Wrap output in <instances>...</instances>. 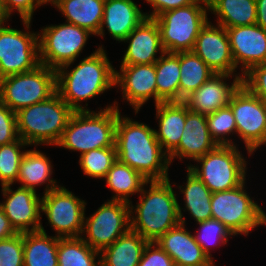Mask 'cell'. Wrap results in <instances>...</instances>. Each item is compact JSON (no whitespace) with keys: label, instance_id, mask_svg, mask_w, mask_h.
<instances>
[{"label":"cell","instance_id":"obj_24","mask_svg":"<svg viewBox=\"0 0 266 266\" xmlns=\"http://www.w3.org/2000/svg\"><path fill=\"white\" fill-rule=\"evenodd\" d=\"M156 107L158 131L155 135L163 151L169 156L179 145L184 130L187 104L184 101L161 102Z\"/></svg>","mask_w":266,"mask_h":266},{"label":"cell","instance_id":"obj_34","mask_svg":"<svg viewBox=\"0 0 266 266\" xmlns=\"http://www.w3.org/2000/svg\"><path fill=\"white\" fill-rule=\"evenodd\" d=\"M100 252L91 248L82 237L59 238L58 266H100Z\"/></svg>","mask_w":266,"mask_h":266},{"label":"cell","instance_id":"obj_20","mask_svg":"<svg viewBox=\"0 0 266 266\" xmlns=\"http://www.w3.org/2000/svg\"><path fill=\"white\" fill-rule=\"evenodd\" d=\"M122 42L129 45L121 65L154 64L160 58L157 53L165 52L159 27L152 18H145Z\"/></svg>","mask_w":266,"mask_h":266},{"label":"cell","instance_id":"obj_16","mask_svg":"<svg viewBox=\"0 0 266 266\" xmlns=\"http://www.w3.org/2000/svg\"><path fill=\"white\" fill-rule=\"evenodd\" d=\"M192 51L215 73L242 76L234 73L237 71L226 28L208 21L198 34Z\"/></svg>","mask_w":266,"mask_h":266},{"label":"cell","instance_id":"obj_19","mask_svg":"<svg viewBox=\"0 0 266 266\" xmlns=\"http://www.w3.org/2000/svg\"><path fill=\"white\" fill-rule=\"evenodd\" d=\"M232 75L215 73L202 86L189 95L184 102L189 110L208 115L229 105L231 96L242 84V76L235 77L231 85L225 80Z\"/></svg>","mask_w":266,"mask_h":266},{"label":"cell","instance_id":"obj_18","mask_svg":"<svg viewBox=\"0 0 266 266\" xmlns=\"http://www.w3.org/2000/svg\"><path fill=\"white\" fill-rule=\"evenodd\" d=\"M226 31L235 66L237 69L241 66L242 77L252 67L266 63V30L253 24L226 28Z\"/></svg>","mask_w":266,"mask_h":266},{"label":"cell","instance_id":"obj_48","mask_svg":"<svg viewBox=\"0 0 266 266\" xmlns=\"http://www.w3.org/2000/svg\"><path fill=\"white\" fill-rule=\"evenodd\" d=\"M194 1L201 3L209 8L216 0H194Z\"/></svg>","mask_w":266,"mask_h":266},{"label":"cell","instance_id":"obj_9","mask_svg":"<svg viewBox=\"0 0 266 266\" xmlns=\"http://www.w3.org/2000/svg\"><path fill=\"white\" fill-rule=\"evenodd\" d=\"M56 92V70L43 64L31 71L0 79V101L14 113L46 101Z\"/></svg>","mask_w":266,"mask_h":266},{"label":"cell","instance_id":"obj_39","mask_svg":"<svg viewBox=\"0 0 266 266\" xmlns=\"http://www.w3.org/2000/svg\"><path fill=\"white\" fill-rule=\"evenodd\" d=\"M23 233L0 240V266H23Z\"/></svg>","mask_w":266,"mask_h":266},{"label":"cell","instance_id":"obj_4","mask_svg":"<svg viewBox=\"0 0 266 266\" xmlns=\"http://www.w3.org/2000/svg\"><path fill=\"white\" fill-rule=\"evenodd\" d=\"M119 104L98 112L74 111L56 146L68 150L79 151L80 155L105 147H115V131Z\"/></svg>","mask_w":266,"mask_h":266},{"label":"cell","instance_id":"obj_44","mask_svg":"<svg viewBox=\"0 0 266 266\" xmlns=\"http://www.w3.org/2000/svg\"><path fill=\"white\" fill-rule=\"evenodd\" d=\"M146 2L152 6L153 11L150 14L145 13V16L153 19L166 11L192 4L194 0H146Z\"/></svg>","mask_w":266,"mask_h":266},{"label":"cell","instance_id":"obj_28","mask_svg":"<svg viewBox=\"0 0 266 266\" xmlns=\"http://www.w3.org/2000/svg\"><path fill=\"white\" fill-rule=\"evenodd\" d=\"M49 236L43 225L40 231L23 233V266H58V240Z\"/></svg>","mask_w":266,"mask_h":266},{"label":"cell","instance_id":"obj_30","mask_svg":"<svg viewBox=\"0 0 266 266\" xmlns=\"http://www.w3.org/2000/svg\"><path fill=\"white\" fill-rule=\"evenodd\" d=\"M108 188L115 194L111 200L132 203L129 197L135 193H140L143 186H147L148 180L138 171L120 162L118 159L104 177Z\"/></svg>","mask_w":266,"mask_h":266},{"label":"cell","instance_id":"obj_23","mask_svg":"<svg viewBox=\"0 0 266 266\" xmlns=\"http://www.w3.org/2000/svg\"><path fill=\"white\" fill-rule=\"evenodd\" d=\"M133 0H105L103 20L97 36L105 37L104 26L114 40L122 42L144 19Z\"/></svg>","mask_w":266,"mask_h":266},{"label":"cell","instance_id":"obj_6","mask_svg":"<svg viewBox=\"0 0 266 266\" xmlns=\"http://www.w3.org/2000/svg\"><path fill=\"white\" fill-rule=\"evenodd\" d=\"M237 146H220L198 157L197 165H188L194 173L213 193L227 191L241 185L246 180L247 161Z\"/></svg>","mask_w":266,"mask_h":266},{"label":"cell","instance_id":"obj_41","mask_svg":"<svg viewBox=\"0 0 266 266\" xmlns=\"http://www.w3.org/2000/svg\"><path fill=\"white\" fill-rule=\"evenodd\" d=\"M18 139L16 113L0 101V145H7Z\"/></svg>","mask_w":266,"mask_h":266},{"label":"cell","instance_id":"obj_42","mask_svg":"<svg viewBox=\"0 0 266 266\" xmlns=\"http://www.w3.org/2000/svg\"><path fill=\"white\" fill-rule=\"evenodd\" d=\"M242 84L266 102V63L252 67L242 77Z\"/></svg>","mask_w":266,"mask_h":266},{"label":"cell","instance_id":"obj_14","mask_svg":"<svg viewBox=\"0 0 266 266\" xmlns=\"http://www.w3.org/2000/svg\"><path fill=\"white\" fill-rule=\"evenodd\" d=\"M40 65L38 33L0 24V79Z\"/></svg>","mask_w":266,"mask_h":266},{"label":"cell","instance_id":"obj_47","mask_svg":"<svg viewBox=\"0 0 266 266\" xmlns=\"http://www.w3.org/2000/svg\"><path fill=\"white\" fill-rule=\"evenodd\" d=\"M9 18L5 14V11L3 9L2 0H0V24H4V22L9 21Z\"/></svg>","mask_w":266,"mask_h":266},{"label":"cell","instance_id":"obj_13","mask_svg":"<svg viewBox=\"0 0 266 266\" xmlns=\"http://www.w3.org/2000/svg\"><path fill=\"white\" fill-rule=\"evenodd\" d=\"M41 212L60 238L82 237L86 202L64 186L43 194Z\"/></svg>","mask_w":266,"mask_h":266},{"label":"cell","instance_id":"obj_15","mask_svg":"<svg viewBox=\"0 0 266 266\" xmlns=\"http://www.w3.org/2000/svg\"><path fill=\"white\" fill-rule=\"evenodd\" d=\"M5 201L0 203L11 226L17 233L40 231L42 198L32 189L18 187L11 189V185L2 186Z\"/></svg>","mask_w":266,"mask_h":266},{"label":"cell","instance_id":"obj_1","mask_svg":"<svg viewBox=\"0 0 266 266\" xmlns=\"http://www.w3.org/2000/svg\"><path fill=\"white\" fill-rule=\"evenodd\" d=\"M115 147L117 159L148 181L169 179L170 161L156 138L155 129L118 114Z\"/></svg>","mask_w":266,"mask_h":266},{"label":"cell","instance_id":"obj_17","mask_svg":"<svg viewBox=\"0 0 266 266\" xmlns=\"http://www.w3.org/2000/svg\"><path fill=\"white\" fill-rule=\"evenodd\" d=\"M121 88L125 99L135 114L150 99L157 105L156 68L154 64L121 65L115 70V87Z\"/></svg>","mask_w":266,"mask_h":266},{"label":"cell","instance_id":"obj_38","mask_svg":"<svg viewBox=\"0 0 266 266\" xmlns=\"http://www.w3.org/2000/svg\"><path fill=\"white\" fill-rule=\"evenodd\" d=\"M197 224L200 226V230L198 229L196 231H199L198 234L194 235L196 242L201 246L203 252L208 256V258L214 261L210 253V246L212 247V244L214 246V243H217L215 247H217L218 244L220 246L226 245V243L229 241L228 237L232 238V236L234 237V234L228 227L213 218L198 222Z\"/></svg>","mask_w":266,"mask_h":266},{"label":"cell","instance_id":"obj_25","mask_svg":"<svg viewBox=\"0 0 266 266\" xmlns=\"http://www.w3.org/2000/svg\"><path fill=\"white\" fill-rule=\"evenodd\" d=\"M52 167L51 161L45 153L36 149L26 150L20 161L17 182L22 185L19 187L36 191L37 186L47 183L43 193L60 187V185H57L56 179L51 178Z\"/></svg>","mask_w":266,"mask_h":266},{"label":"cell","instance_id":"obj_21","mask_svg":"<svg viewBox=\"0 0 266 266\" xmlns=\"http://www.w3.org/2000/svg\"><path fill=\"white\" fill-rule=\"evenodd\" d=\"M208 130L206 115L193 112L187 106V115L178 147L168 156L170 164L175 158L195 160L217 147Z\"/></svg>","mask_w":266,"mask_h":266},{"label":"cell","instance_id":"obj_7","mask_svg":"<svg viewBox=\"0 0 266 266\" xmlns=\"http://www.w3.org/2000/svg\"><path fill=\"white\" fill-rule=\"evenodd\" d=\"M209 8L193 2L153 18L160 30L161 44L167 53L192 51L196 38L208 20Z\"/></svg>","mask_w":266,"mask_h":266},{"label":"cell","instance_id":"obj_43","mask_svg":"<svg viewBox=\"0 0 266 266\" xmlns=\"http://www.w3.org/2000/svg\"><path fill=\"white\" fill-rule=\"evenodd\" d=\"M138 266H176V264L156 242H148Z\"/></svg>","mask_w":266,"mask_h":266},{"label":"cell","instance_id":"obj_10","mask_svg":"<svg viewBox=\"0 0 266 266\" xmlns=\"http://www.w3.org/2000/svg\"><path fill=\"white\" fill-rule=\"evenodd\" d=\"M90 35L94 34L68 22L43 27L38 33L40 64L54 70L61 66L69 68L79 57Z\"/></svg>","mask_w":266,"mask_h":266},{"label":"cell","instance_id":"obj_2","mask_svg":"<svg viewBox=\"0 0 266 266\" xmlns=\"http://www.w3.org/2000/svg\"><path fill=\"white\" fill-rule=\"evenodd\" d=\"M103 45L82 59L75 68L67 66L56 70V90L74 111H90L87 101L115 86V68L110 63Z\"/></svg>","mask_w":266,"mask_h":266},{"label":"cell","instance_id":"obj_50","mask_svg":"<svg viewBox=\"0 0 266 266\" xmlns=\"http://www.w3.org/2000/svg\"><path fill=\"white\" fill-rule=\"evenodd\" d=\"M205 266H214V262L212 261L209 265H205Z\"/></svg>","mask_w":266,"mask_h":266},{"label":"cell","instance_id":"obj_5","mask_svg":"<svg viewBox=\"0 0 266 266\" xmlns=\"http://www.w3.org/2000/svg\"><path fill=\"white\" fill-rule=\"evenodd\" d=\"M74 110L56 92L16 112L19 138L28 145H56Z\"/></svg>","mask_w":266,"mask_h":266},{"label":"cell","instance_id":"obj_12","mask_svg":"<svg viewBox=\"0 0 266 266\" xmlns=\"http://www.w3.org/2000/svg\"><path fill=\"white\" fill-rule=\"evenodd\" d=\"M129 229L130 204L123 201L108 200L90 217H84L82 236L86 235L82 239L91 248L101 252Z\"/></svg>","mask_w":266,"mask_h":266},{"label":"cell","instance_id":"obj_26","mask_svg":"<svg viewBox=\"0 0 266 266\" xmlns=\"http://www.w3.org/2000/svg\"><path fill=\"white\" fill-rule=\"evenodd\" d=\"M147 244L146 239L129 229L100 252V266H138Z\"/></svg>","mask_w":266,"mask_h":266},{"label":"cell","instance_id":"obj_27","mask_svg":"<svg viewBox=\"0 0 266 266\" xmlns=\"http://www.w3.org/2000/svg\"><path fill=\"white\" fill-rule=\"evenodd\" d=\"M105 0H58L53 6L66 17V22L97 35L103 20Z\"/></svg>","mask_w":266,"mask_h":266},{"label":"cell","instance_id":"obj_11","mask_svg":"<svg viewBox=\"0 0 266 266\" xmlns=\"http://www.w3.org/2000/svg\"><path fill=\"white\" fill-rule=\"evenodd\" d=\"M228 106L235 118L236 134L244 141L250 156L266 145V102L241 84Z\"/></svg>","mask_w":266,"mask_h":266},{"label":"cell","instance_id":"obj_31","mask_svg":"<svg viewBox=\"0 0 266 266\" xmlns=\"http://www.w3.org/2000/svg\"><path fill=\"white\" fill-rule=\"evenodd\" d=\"M209 11L224 28L253 25L257 20L256 0H216Z\"/></svg>","mask_w":266,"mask_h":266},{"label":"cell","instance_id":"obj_36","mask_svg":"<svg viewBox=\"0 0 266 266\" xmlns=\"http://www.w3.org/2000/svg\"><path fill=\"white\" fill-rule=\"evenodd\" d=\"M29 146L22 139L7 145H0V182L1 186L16 183L19 175L20 161L25 151L21 149Z\"/></svg>","mask_w":266,"mask_h":266},{"label":"cell","instance_id":"obj_32","mask_svg":"<svg viewBox=\"0 0 266 266\" xmlns=\"http://www.w3.org/2000/svg\"><path fill=\"white\" fill-rule=\"evenodd\" d=\"M180 84L179 101H184L215 74L193 51L179 52Z\"/></svg>","mask_w":266,"mask_h":266},{"label":"cell","instance_id":"obj_33","mask_svg":"<svg viewBox=\"0 0 266 266\" xmlns=\"http://www.w3.org/2000/svg\"><path fill=\"white\" fill-rule=\"evenodd\" d=\"M184 198L185 209L191 217L198 223L212 218L211 198L212 192L207 186L187 168L186 185L179 186Z\"/></svg>","mask_w":266,"mask_h":266},{"label":"cell","instance_id":"obj_3","mask_svg":"<svg viewBox=\"0 0 266 266\" xmlns=\"http://www.w3.org/2000/svg\"><path fill=\"white\" fill-rule=\"evenodd\" d=\"M148 184L149 190L143 186L139 194V203L135 207L130 203V229L148 242H155L180 223L185 225L186 220L170 179Z\"/></svg>","mask_w":266,"mask_h":266},{"label":"cell","instance_id":"obj_49","mask_svg":"<svg viewBox=\"0 0 266 266\" xmlns=\"http://www.w3.org/2000/svg\"><path fill=\"white\" fill-rule=\"evenodd\" d=\"M58 0H45V4L50 3L51 5H54Z\"/></svg>","mask_w":266,"mask_h":266},{"label":"cell","instance_id":"obj_46","mask_svg":"<svg viewBox=\"0 0 266 266\" xmlns=\"http://www.w3.org/2000/svg\"><path fill=\"white\" fill-rule=\"evenodd\" d=\"M256 24L266 30V0H256Z\"/></svg>","mask_w":266,"mask_h":266},{"label":"cell","instance_id":"obj_40","mask_svg":"<svg viewBox=\"0 0 266 266\" xmlns=\"http://www.w3.org/2000/svg\"><path fill=\"white\" fill-rule=\"evenodd\" d=\"M2 4L7 17L10 19V15L16 10L25 29L29 31L34 11L45 4V0H2Z\"/></svg>","mask_w":266,"mask_h":266},{"label":"cell","instance_id":"obj_45","mask_svg":"<svg viewBox=\"0 0 266 266\" xmlns=\"http://www.w3.org/2000/svg\"><path fill=\"white\" fill-rule=\"evenodd\" d=\"M17 232L11 226L9 219L6 217L4 210L0 206V240L14 236Z\"/></svg>","mask_w":266,"mask_h":266},{"label":"cell","instance_id":"obj_37","mask_svg":"<svg viewBox=\"0 0 266 266\" xmlns=\"http://www.w3.org/2000/svg\"><path fill=\"white\" fill-rule=\"evenodd\" d=\"M206 120L210 135L217 145L236 146L229 137L230 134L236 133L235 118L229 106L206 115Z\"/></svg>","mask_w":266,"mask_h":266},{"label":"cell","instance_id":"obj_8","mask_svg":"<svg viewBox=\"0 0 266 266\" xmlns=\"http://www.w3.org/2000/svg\"><path fill=\"white\" fill-rule=\"evenodd\" d=\"M246 181L238 187L212 193V218L220 221L237 236H247L254 228L266 225V213L249 196Z\"/></svg>","mask_w":266,"mask_h":266},{"label":"cell","instance_id":"obj_35","mask_svg":"<svg viewBox=\"0 0 266 266\" xmlns=\"http://www.w3.org/2000/svg\"><path fill=\"white\" fill-rule=\"evenodd\" d=\"M79 157V164L85 175L102 179L117 160L116 147L90 150Z\"/></svg>","mask_w":266,"mask_h":266},{"label":"cell","instance_id":"obj_29","mask_svg":"<svg viewBox=\"0 0 266 266\" xmlns=\"http://www.w3.org/2000/svg\"><path fill=\"white\" fill-rule=\"evenodd\" d=\"M157 104L179 101L180 60L179 52L160 54L155 62Z\"/></svg>","mask_w":266,"mask_h":266},{"label":"cell","instance_id":"obj_22","mask_svg":"<svg viewBox=\"0 0 266 266\" xmlns=\"http://www.w3.org/2000/svg\"><path fill=\"white\" fill-rule=\"evenodd\" d=\"M175 262L176 266H205L212 260L196 242L194 234L180 223L155 241Z\"/></svg>","mask_w":266,"mask_h":266}]
</instances>
